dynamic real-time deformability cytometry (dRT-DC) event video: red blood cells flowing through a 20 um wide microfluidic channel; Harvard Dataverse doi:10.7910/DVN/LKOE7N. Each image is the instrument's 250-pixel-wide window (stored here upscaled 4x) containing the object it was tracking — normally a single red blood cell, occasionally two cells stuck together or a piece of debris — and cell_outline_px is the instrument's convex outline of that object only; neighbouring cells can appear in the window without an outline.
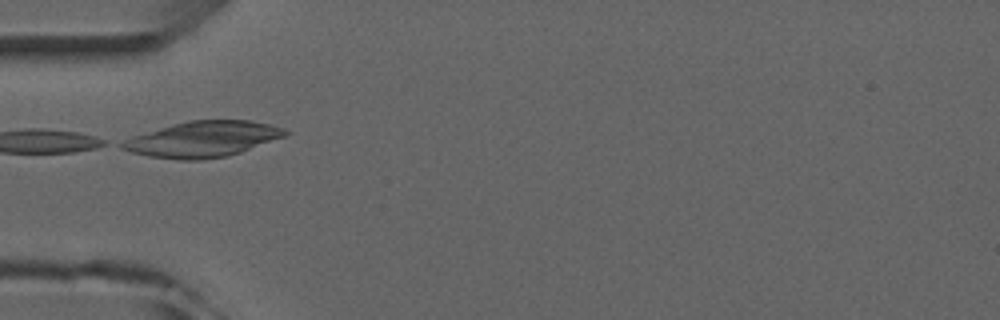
{"species": "common noctule bat (a hibernating species)", "species_latin": "Nyctalus noctula", "temperature_condition": "room temperature", "stored_images_in_passage": 5, "camera_frame_rate_fps": 3000, "um_per_image_px": 0.085, "animal": {"sex": "male", "forearm_length_mm": 52.5}, "frame": {"image": 1, "passage_image": 4, "time_ms": 3.333, "image_size_px": [1000, 320], "cell_outline_px": [[288, 132], [284, 136], [240, 152], [228, 156], [204, 160], [176, 160], [148, 156], [132, 152], [120, 148], [112, 144], [132, 136], [172, 124], [188, 120], [248, 120], [268, 124], [284, 128]], "centroid_in_image_um": [17.14, 11.84], "position_along_channel_um": 67.9, "area_um2": 34.1}}
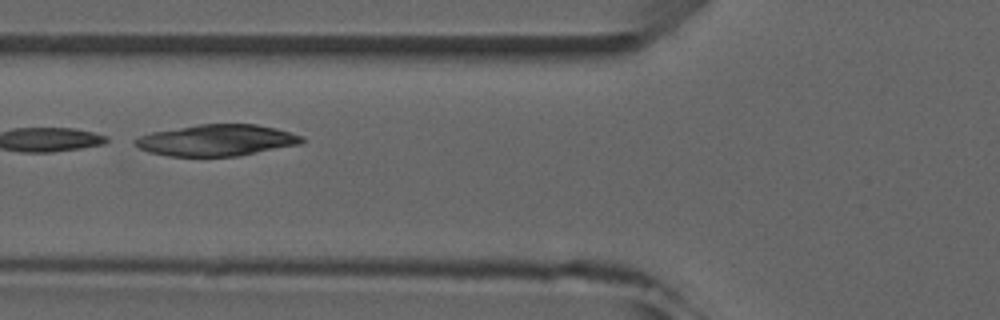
{"frame": {"image": 2, "passage_image": 5, "time_ms": 4.333, "image_size_px": [1000, 320], "cell_outline_px": [[304, 140], [300, 144], [236, 156], [168, 156], [148, 152], [132, 144], [132, 140], [140, 136], [152, 132], [200, 124], [256, 124], [276, 128], [304, 136]], "centroid_in_image_um": [18.4, 11.92], "position_along_channel_um": 107.4, "area_um2": 30.4}}